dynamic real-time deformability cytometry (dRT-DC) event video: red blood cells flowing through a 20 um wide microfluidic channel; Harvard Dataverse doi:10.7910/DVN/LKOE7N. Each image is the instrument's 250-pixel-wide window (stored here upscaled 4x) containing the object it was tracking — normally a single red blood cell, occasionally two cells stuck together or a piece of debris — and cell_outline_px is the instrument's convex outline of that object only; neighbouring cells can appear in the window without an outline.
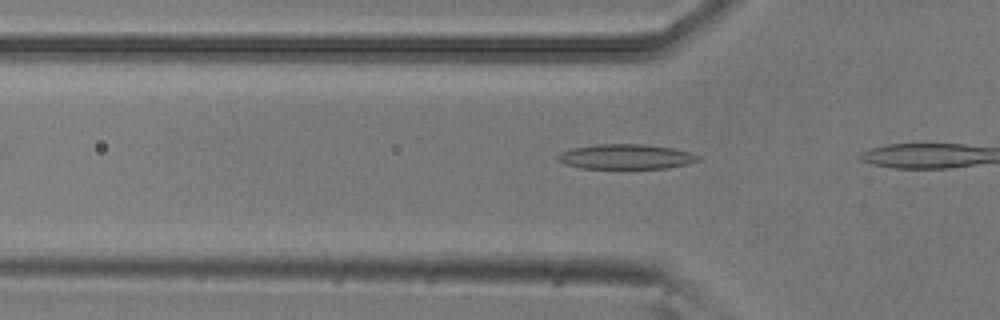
{"species": "common noctule bat (a hibernating species)", "species_latin": "Nyctalus noctula", "temperature_condition": "room temperature", "stored_images_in_passage": 6, "segment_of_instrument_passage": [2, 2], "camera_frame_rate_fps": 3000, "um_per_image_px": 0.085, "animal": {"sex": "male", "body_mass_g": 20.5, "forearm_length_mm": 52.5}, "frame": {"image": 1, "passage_image": 6, "time_ms": 1.667, "image_size_px": [1000, 320], "cell_outline_px": [[700, 160], [688, 164], [668, 168], [580, 168], [564, 164], [556, 160], [556, 156], [560, 152], [572, 148], [596, 144], [644, 144], [676, 148], [700, 156]], "centroid_in_image_um": [53.19, 13.31], "position_along_channel_um": 72.6, "area_um2": 20.58}}